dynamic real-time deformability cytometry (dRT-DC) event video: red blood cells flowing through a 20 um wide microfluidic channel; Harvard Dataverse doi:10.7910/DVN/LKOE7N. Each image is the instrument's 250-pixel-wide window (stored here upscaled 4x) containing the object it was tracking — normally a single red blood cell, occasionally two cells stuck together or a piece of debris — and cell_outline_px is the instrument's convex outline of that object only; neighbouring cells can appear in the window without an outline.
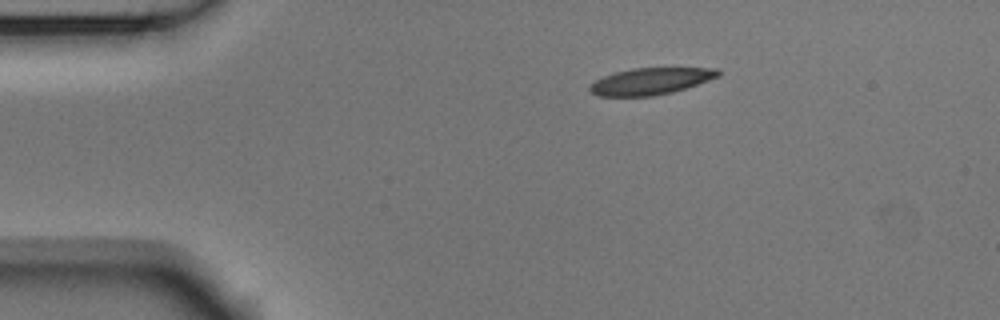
{"species": "Egyptian fruit bat (a non-hibernating species)", "species_latin": "Rousettus aegyptiacus", "temperature_condition": "room temperature", "stored_images_in_passage": 45, "camera_frame_rate_fps": 3000, "um_per_image_px": 0.085, "animal": {"sex": "male"}, "frame": {"image": 1, "passage_image": 1, "time_ms": 0.0, "image_size_px": [1000, 320], "cell_outline_px": [[720, 76], [672, 92], [652, 96], [600, 96], [592, 92], [588, 88], [588, 84], [604, 76], [616, 72], [632, 68], [720, 68]], "centroid_in_image_um": [55.29, 6.9], "position_along_channel_um": 29.7, "area_um2": 19.83}}
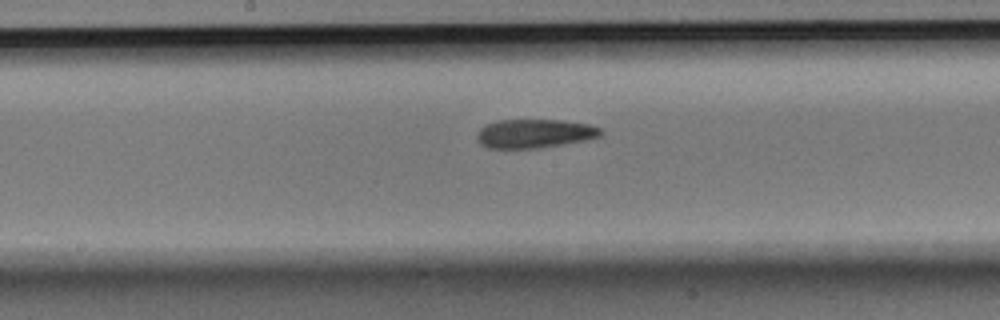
{"frame": {"image": 2, "passage_image": 19, "time_ms": 6.0, "image_size_px": [1000, 320], "cell_outline_px": [[604, 132], [600, 136], [584, 140], [536, 148], [488, 148], [480, 144], [476, 140], [476, 136], [480, 128], [484, 124], [500, 120], [564, 120], [588, 124], [600, 128]], "centroid_in_image_um": [45.39, 11.34], "position_along_channel_um": 202.8, "area_um2": 20.75}}
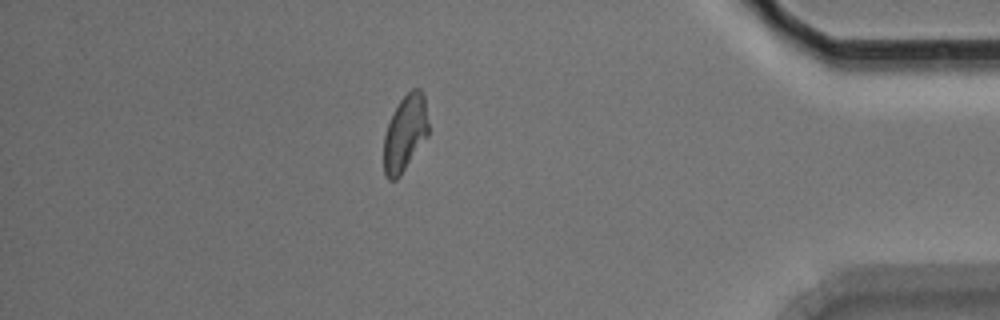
{"frame": {"image": 3, "passage_image": 38, "time_ms": 12.333, "image_size_px": [1000, 320], "cell_outline_px": [[428, 136], [400, 176], [396, 180], [388, 180], [384, 176], [384, 136], [388, 124], [400, 100], [412, 88], [420, 88], [424, 96], [428, 120]], "centroid_in_image_um": [34.44, 11.34], "position_along_channel_um": 400.8, "area_um2": 19.77}, "authors_computed_cell_mechanics": {"area_um2": 20.6924, "velocity_mm_per_s": 3.7391, "shape_relaxation_time_tau1_ms": 7.257, "shape_relaxation_time_tau2_ms": 5.1952, "deformation_change_tau1": 0.1858, "deformation_change_tau2": 0.1295}}